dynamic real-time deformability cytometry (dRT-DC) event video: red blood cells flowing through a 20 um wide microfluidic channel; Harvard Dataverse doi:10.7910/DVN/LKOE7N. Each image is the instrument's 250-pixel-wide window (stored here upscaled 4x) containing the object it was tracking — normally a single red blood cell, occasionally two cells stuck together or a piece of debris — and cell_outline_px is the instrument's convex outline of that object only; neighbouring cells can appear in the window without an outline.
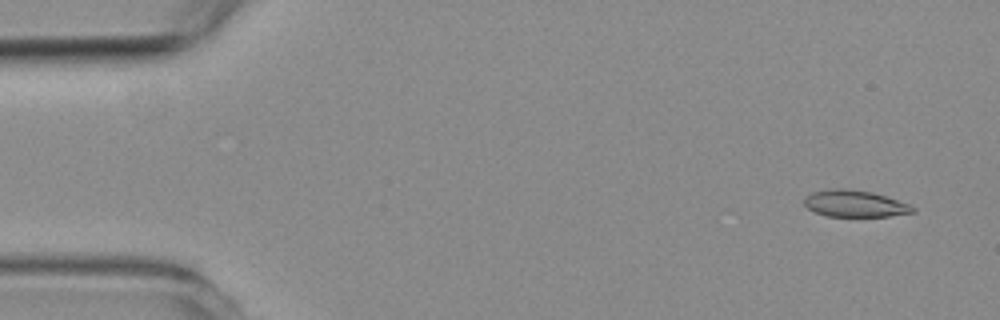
{"species": "common noctule bat (a hibernating species)", "species_latin": "Nyctalus noctula", "temperature_condition": "room temperature", "stored_images_in_passage": 3, "camera_frame_rate_fps": 3000, "um_per_image_px": 0.085, "animal": {"sex": "female", "body_mass_g": 19.3, "forearm_length_mm": 54.1}, "frame": {"image": 1, "passage_image": 1, "time_ms": 0.0, "image_size_px": [1000, 320], "cell_outline_px": [[916, 212], [888, 216], [828, 216], [816, 212], [808, 208], [804, 204], [804, 200], [812, 192], [828, 188], [844, 188], [872, 192], [908, 204], [916, 208]], "centroid_in_image_um": [72.65, 17.3], "position_along_channel_um": 12.3, "area_um2": 16.7}}